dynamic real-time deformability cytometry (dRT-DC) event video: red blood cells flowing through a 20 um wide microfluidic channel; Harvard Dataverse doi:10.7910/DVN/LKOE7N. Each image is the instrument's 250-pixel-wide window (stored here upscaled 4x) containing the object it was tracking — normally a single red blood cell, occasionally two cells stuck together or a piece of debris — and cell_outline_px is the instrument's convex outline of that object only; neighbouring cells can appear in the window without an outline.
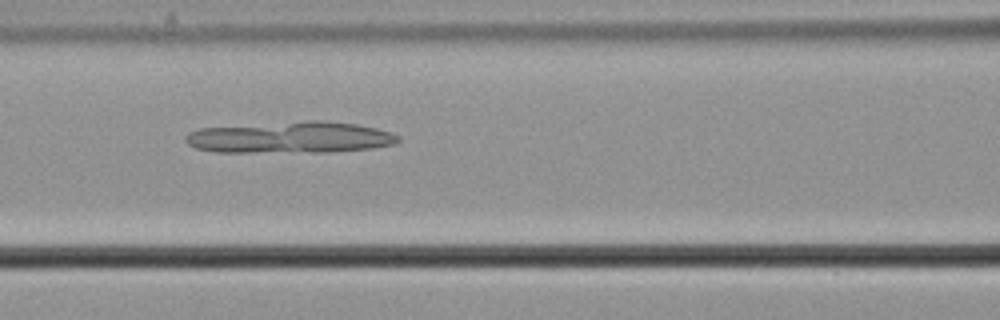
{"species": "common noctule bat (a hibernating species)", "species_latin": "Nyctalus noctula", "temperature_condition": "cold", "stored_images_in_passage": 54, "camera_frame_rate_fps": 3000, "um_per_image_px": 0.085, "animal": {"sex": "male", "body_mass_g": 21.5, "forearm_length_mm": 52.0}, "frame": {"image": 1, "passage_image": 23, "time_ms": 7.333, "image_size_px": [1000, 320], "cell_outline_px": [[400, 140], [392, 144], [372, 148], [328, 152], [216, 152], [196, 148], [188, 144], [184, 140], [184, 136], [188, 132], [200, 128], [304, 120], [328, 120], [356, 124], [376, 128], [392, 132], [400, 136]], "centroid_in_image_um": [24.67, 11.67], "position_along_channel_um": 141.9, "area_um2": 39.42}}
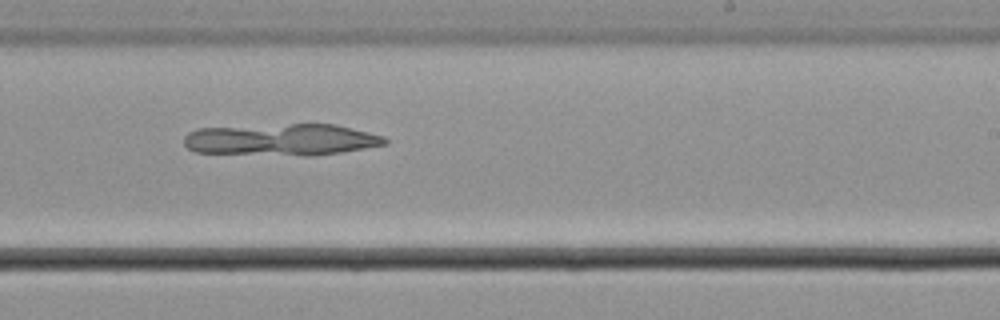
{"frame": {"image": 2, "passage_image": 33, "time_ms": 10.667, "image_size_px": [1000, 320], "cell_outline_px": [[388, 144], [340, 152], [312, 156], [304, 156], [196, 152], [188, 148], [184, 144], [184, 136], [188, 132], [196, 128], [292, 124], [336, 124], [384, 136], [388, 140]], "centroid_in_image_um": [23.93, 11.87], "position_along_channel_um": 265.1, "area_um2": 37.28}}
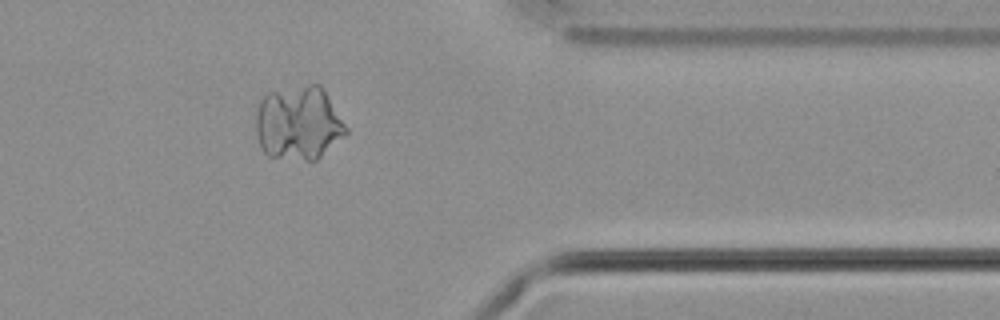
{"frame": {"image": 3, "passage_image": 44, "time_ms": 14.333, "image_size_px": [1000, 320], "cell_outline_px": [[348, 132], [344, 136], [316, 160], [304, 160], [268, 156], [260, 148], [256, 132], [256, 116], [260, 100], [268, 92], [308, 84], [320, 84], [324, 88], [348, 128]], "centroid_in_image_um": [25.38, 10.45], "position_along_channel_um": 386.0, "area_um2": 39.02}}